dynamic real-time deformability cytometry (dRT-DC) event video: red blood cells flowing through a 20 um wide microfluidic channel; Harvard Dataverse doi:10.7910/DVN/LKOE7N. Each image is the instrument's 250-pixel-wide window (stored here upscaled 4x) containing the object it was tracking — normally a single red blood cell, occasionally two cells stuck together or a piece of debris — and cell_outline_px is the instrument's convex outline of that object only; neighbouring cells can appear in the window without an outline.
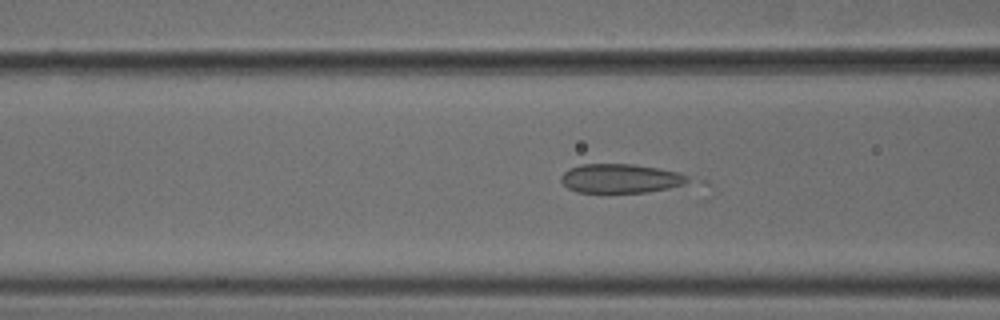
{"species": "common noctule bat (a hibernating species)", "species_latin": "Nyctalus noctula", "temperature_condition": "cold", "stored_images_in_passage": 46, "camera_frame_rate_fps": 3000, "um_per_image_px": 0.085, "animal": {"sex": "male", "body_mass_g": 18.8}, "frame": {"image": 1, "passage_image": 14, "time_ms": 4.333, "image_size_px": [1000, 320], "cell_outline_px": [[696, 180], [684, 184], [668, 188], [648, 192], [576, 192], [568, 188], [560, 180], [560, 176], [568, 168], [580, 164], [632, 164], [660, 168], [680, 172]], "centroid_in_image_um": [52.79, 15.16], "position_along_channel_um": 113.8, "area_um2": 21.79}}
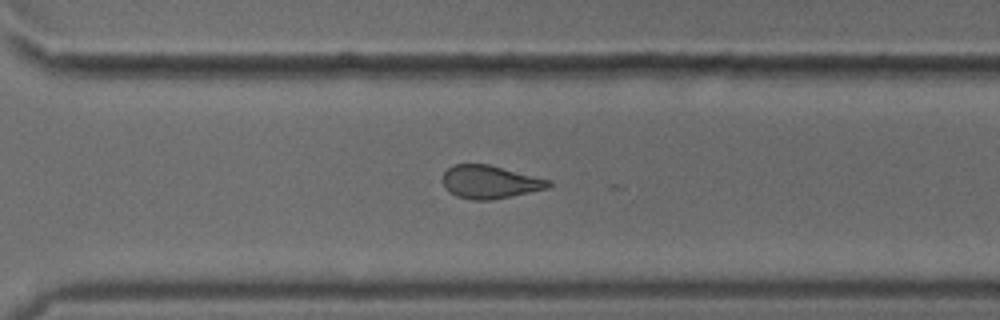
{"frame": {"image": 2, "passage_image": 31, "time_ms": 10.0, "image_size_px": [1000, 320], "cell_outline_px": [[552, 184], [548, 188], [512, 196], [492, 200], [472, 200], [456, 196], [448, 192], [444, 188], [444, 172], [448, 168], [456, 164], [488, 164], [552, 180]], "centroid_in_image_um": [41.65, 15.47], "position_along_channel_um": 328.9, "area_um2": 20.46}}
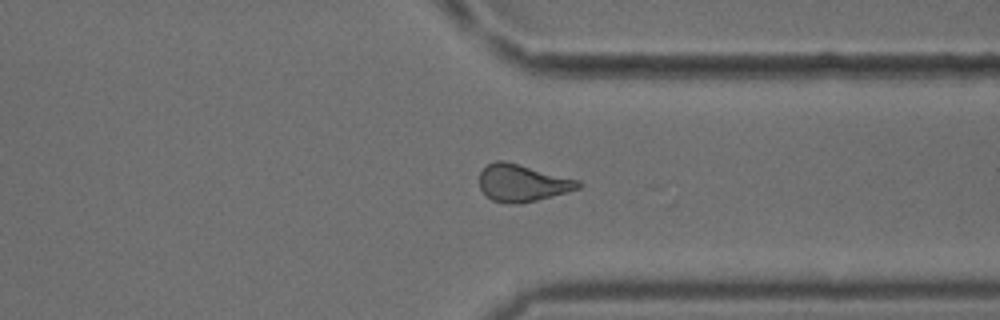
{"frame": {"image": 3, "passage_image": 34, "time_ms": 11.0, "image_size_px": [1000, 320], "cell_outline_px": [[584, 184], [580, 188], [536, 200], [520, 204], [516, 204], [492, 200], [480, 188], [480, 172], [488, 164], [496, 160], [504, 160], [580, 180]], "centroid_in_image_um": [44.42, 15.54], "position_along_channel_um": 367.0, "area_um2": 21.21}}